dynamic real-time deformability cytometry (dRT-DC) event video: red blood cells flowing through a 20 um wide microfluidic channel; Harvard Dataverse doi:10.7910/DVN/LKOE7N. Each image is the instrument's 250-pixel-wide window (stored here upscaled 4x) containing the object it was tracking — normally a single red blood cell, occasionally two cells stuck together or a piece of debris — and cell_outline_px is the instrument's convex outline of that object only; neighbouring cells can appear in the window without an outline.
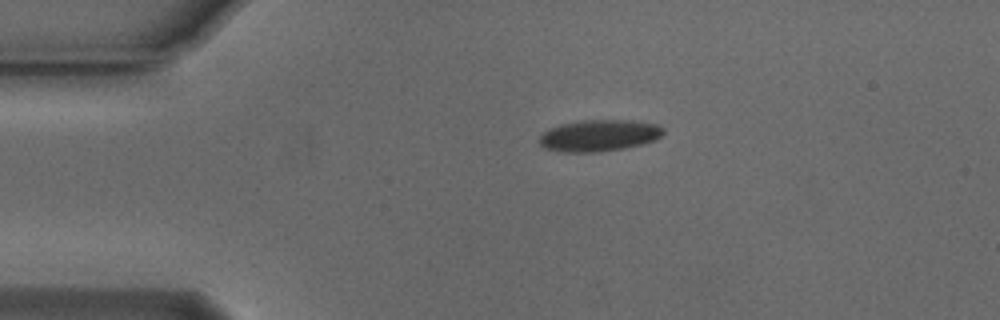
{"species": "Egyptian fruit bat (a non-hibernating species)", "species_latin": "Rousettus aegyptiacus", "temperature_condition": "cold", "stored_images_in_passage": 37, "camera_frame_rate_fps": 3000, "um_per_image_px": 0.085, "animal": {"sex": "male"}, "frame": {"image": 1, "passage_image": 1, "time_ms": 0.0, "image_size_px": [1000, 320], "cell_outline_px": [[664, 132], [656, 140], [624, 148], [596, 152], [560, 152], [544, 148], [540, 144], [540, 136], [548, 128], [560, 124], [580, 120], [632, 120], [656, 124], [664, 128]], "centroid_in_image_um": [50.9, 11.51], "position_along_channel_um": 34.1, "area_um2": 22.89}}
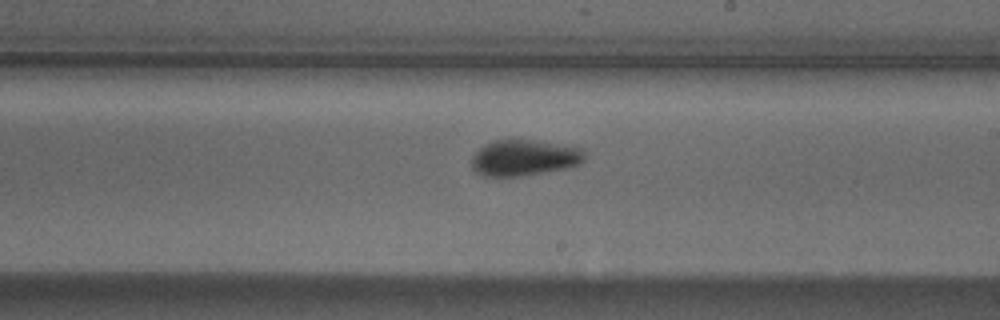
{"frame": {"image": 2, "passage_image": 21, "time_ms": 6.667, "image_size_px": [1000, 320], "cell_outline_px": [[584, 160], [580, 164], [568, 168], [520, 176], [484, 176], [476, 172], [472, 168], [472, 156], [484, 144], [492, 140], [532, 140], [584, 148]], "centroid_in_image_um": [44.56, 13.41], "position_along_channel_um": 244.4, "area_um2": 23.7}}
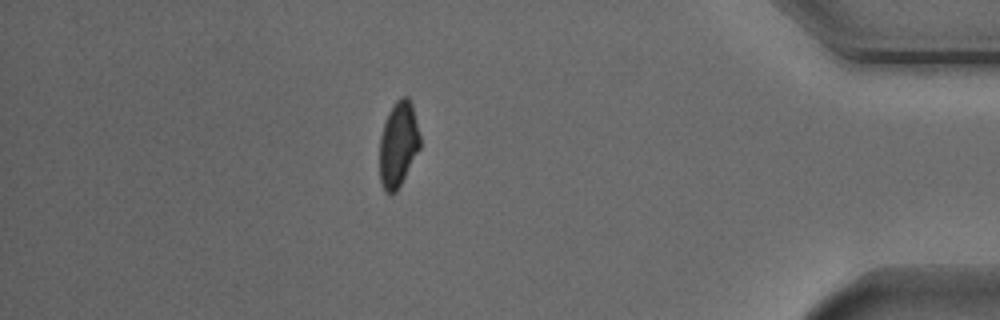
{"frame": {"image": 3, "passage_image": 37, "time_ms": 12.0, "image_size_px": [1000, 320], "cell_outline_px": [[420, 148], [396, 192], [384, 192], [380, 180], [380, 136], [388, 112], [396, 100], [400, 96], [408, 96], [412, 104], [420, 136]], "centroid_in_image_um": [33.85, 12.23], "position_along_channel_um": 401.3, "area_um2": 20.0}, "authors_computed_cell_mechanics": {"area_um2": 22.7732, "velocity_mm_per_s": 3.7582, "shape_relaxation_time_tau1_ms": 2.5398, "shape_relaxation_time_tau2_ms": null, "deformation_change_tau1": 0.0934, "deformation_change_tau2": null}}